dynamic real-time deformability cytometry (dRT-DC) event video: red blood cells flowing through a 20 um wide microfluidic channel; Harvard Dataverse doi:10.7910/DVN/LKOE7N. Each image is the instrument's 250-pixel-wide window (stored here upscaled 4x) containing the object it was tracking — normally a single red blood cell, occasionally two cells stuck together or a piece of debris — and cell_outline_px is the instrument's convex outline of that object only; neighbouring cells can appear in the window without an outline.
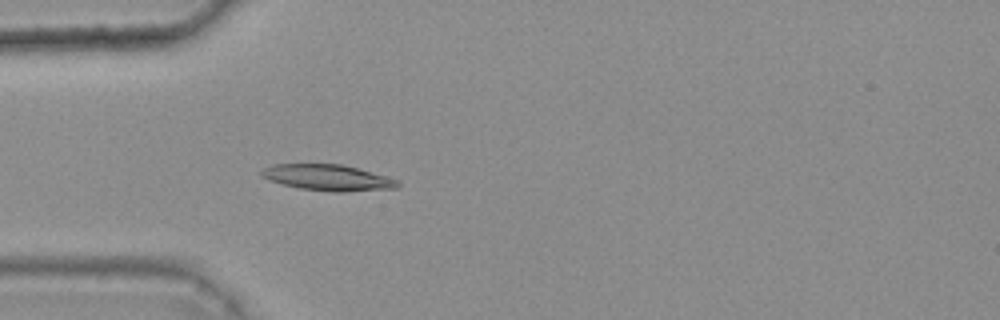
{"species": "common noctule bat (a hibernating species)", "species_latin": "Nyctalus noctula", "temperature_condition": "warm", "stored_images_in_passage": 46, "camera_frame_rate_fps": 3000, "um_per_image_px": 0.085, "animal": {"sex": "female", "body_mass_g": 25.1}, "frame": {"image": 1, "passage_image": 16, "time_ms": 5.0, "image_size_px": [1000, 320], "cell_outline_px": [[400, 184], [396, 188], [344, 192], [332, 192], [300, 188], [284, 184], [260, 176], [260, 172], [264, 168], [272, 164], [340, 164], [356, 168], [384, 176], [396, 180]], "centroid_in_image_um": [27.83, 15.1], "position_along_channel_um": 57.2, "area_um2": 20.29}}
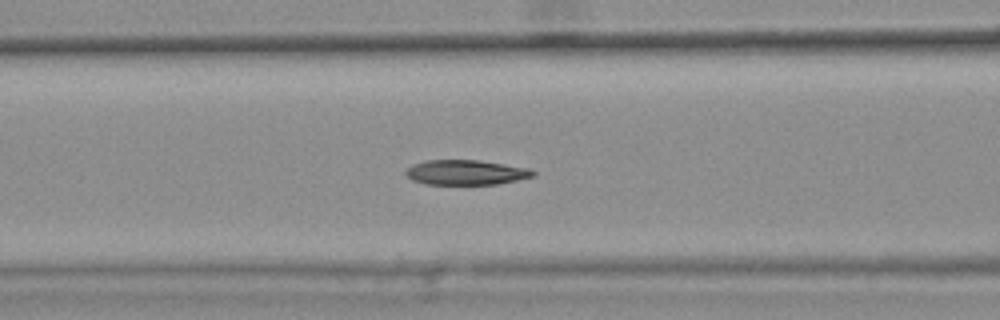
{"frame": {"image": 2, "passage_image": 22, "time_ms": 7.0, "image_size_px": [1000, 320], "cell_outline_px": [[536, 176], [496, 184], [424, 184], [412, 180], [404, 172], [412, 164], [428, 160], [476, 160], [504, 164], [528, 168], [536, 172]], "centroid_in_image_um": [39.6, 14.65], "position_along_channel_um": 127.0, "area_um2": 18.38}}
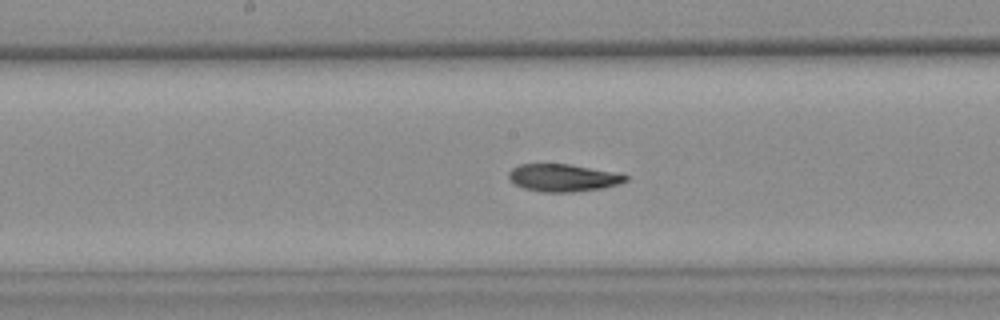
{"frame": {"image": 3, "passage_image": 28, "time_ms": 9.0, "image_size_px": [1000, 320], "cell_outline_px": [[628, 180], [604, 188], [572, 192], [544, 192], [524, 188], [516, 184], [508, 176], [508, 172], [512, 168], [520, 164], [568, 164], [628, 176]], "centroid_in_image_um": [47.8, 15.12], "position_along_channel_um": 200.4, "area_um2": 18.21}, "authors_computed_cell_mechanics": {"area_um2": 19.5364, "velocity_mm_per_s": 3.6878, "shape_relaxation_time_tau1_ms": 7.0154, "shape_relaxation_time_tau2_ms": 4.1373, "deformation_change_tau1": 0.1879, "deformation_change_tau2": 0.0789}}